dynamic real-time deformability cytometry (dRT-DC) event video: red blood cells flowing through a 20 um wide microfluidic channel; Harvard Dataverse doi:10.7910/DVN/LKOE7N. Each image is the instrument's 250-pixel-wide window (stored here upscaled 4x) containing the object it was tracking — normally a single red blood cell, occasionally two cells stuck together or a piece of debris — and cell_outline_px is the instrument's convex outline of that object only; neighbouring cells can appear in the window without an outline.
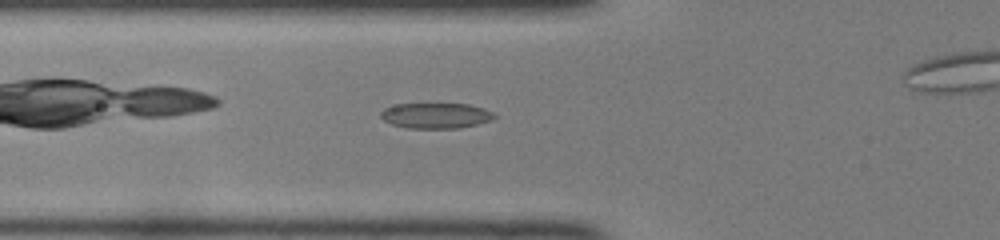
{"species": "common noctule bat (a hibernating species)", "species_latin": "Nyctalus noctula", "temperature_condition": "room temperature", "stored_images_in_passage": 45, "camera_frame_rate_fps": 3000, "um_per_image_px": 0.085, "animal": {"sex": "female", "body_mass_g": 22.0, "forearm_length_mm": 56.7}, "frame": {"image": 1, "passage_image": 19, "time_ms": 6.0, "image_size_px": [1000, 240], "cell_outline_px": [[496, 116], [492, 120], [460, 128], [408, 128], [392, 124], [384, 120], [380, 116], [380, 112], [384, 108], [396, 104], [468, 104], [484, 108], [492, 112]], "centroid_in_image_um": [37.04, 9.82], "position_along_channel_um": 88.8, "area_um2": 16.82}}
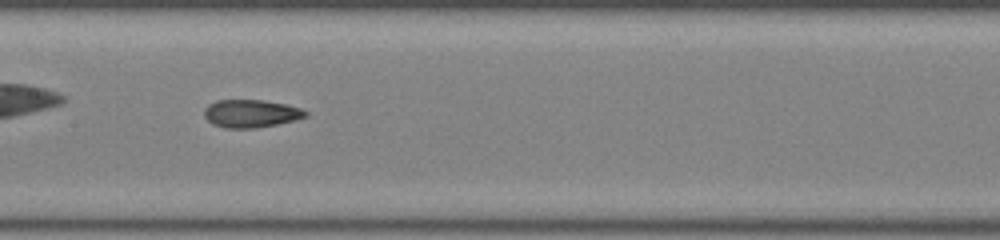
{"frame": {"image": 2, "passage_image": 26, "time_ms": 8.333, "image_size_px": [1000, 240], "cell_outline_px": [[308, 116], [276, 124], [256, 128], [224, 128], [212, 124], [204, 116], [204, 108], [208, 104], [216, 100], [264, 100], [284, 104], [300, 108], [308, 112]], "centroid_in_image_um": [21.29, 9.65], "position_along_channel_um": 186.1, "area_um2": 16.42}}
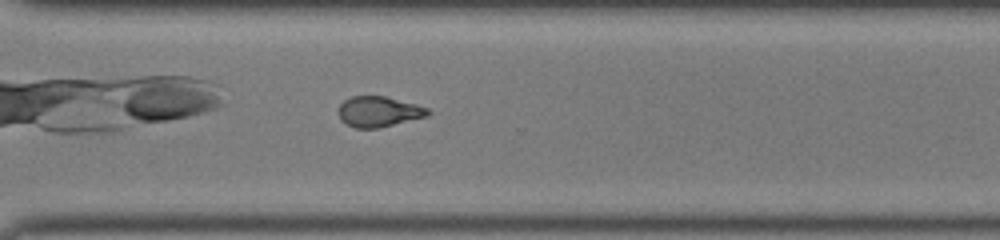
{"frame": {"image": 3, "passage_image": 37, "time_ms": 12.0, "image_size_px": [1000, 240], "cell_outline_px": [[432, 112], [428, 116], [380, 128], [356, 128], [340, 120], [340, 104], [344, 100], [352, 96], [384, 96], [416, 104], [428, 108]], "centroid_in_image_um": [32.23, 9.49], "position_along_channel_um": 338.4, "area_um2": 15.84}}